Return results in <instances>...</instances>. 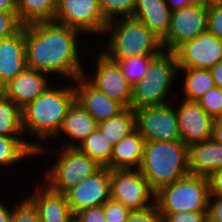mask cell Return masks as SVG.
Returning a JSON list of instances; mask_svg holds the SVG:
<instances>
[{
  "mask_svg": "<svg viewBox=\"0 0 222 222\" xmlns=\"http://www.w3.org/2000/svg\"><path fill=\"white\" fill-rule=\"evenodd\" d=\"M80 34L75 28L55 22L25 25L27 67L54 76V81L59 76L73 82L86 70L80 58Z\"/></svg>",
  "mask_w": 222,
  "mask_h": 222,
  "instance_id": "cell-1",
  "label": "cell"
},
{
  "mask_svg": "<svg viewBox=\"0 0 222 222\" xmlns=\"http://www.w3.org/2000/svg\"><path fill=\"white\" fill-rule=\"evenodd\" d=\"M60 83H65V80L59 82V85L58 83L51 85L44 93L22 108L24 136L30 133L34 138L37 137L33 142L36 156L49 151L51 152L49 154L52 152L55 154L54 149L56 148L51 146L53 151L49 150L51 147L49 145L45 147L43 141L45 143L53 141L62 127L68 108L75 101L74 84L65 83L66 86H63Z\"/></svg>",
  "mask_w": 222,
  "mask_h": 222,
  "instance_id": "cell-2",
  "label": "cell"
},
{
  "mask_svg": "<svg viewBox=\"0 0 222 222\" xmlns=\"http://www.w3.org/2000/svg\"><path fill=\"white\" fill-rule=\"evenodd\" d=\"M103 34L109 37L100 52L113 62L135 56H158L164 51L162 40L132 16L109 21Z\"/></svg>",
  "mask_w": 222,
  "mask_h": 222,
  "instance_id": "cell-3",
  "label": "cell"
},
{
  "mask_svg": "<svg viewBox=\"0 0 222 222\" xmlns=\"http://www.w3.org/2000/svg\"><path fill=\"white\" fill-rule=\"evenodd\" d=\"M139 171L156 192L190 174L188 145L178 141L145 142Z\"/></svg>",
  "mask_w": 222,
  "mask_h": 222,
  "instance_id": "cell-4",
  "label": "cell"
},
{
  "mask_svg": "<svg viewBox=\"0 0 222 222\" xmlns=\"http://www.w3.org/2000/svg\"><path fill=\"white\" fill-rule=\"evenodd\" d=\"M178 75L181 77L174 52L163 51L150 62L146 75L132 86L130 108L162 106L172 102L170 99H174L175 95L172 86Z\"/></svg>",
  "mask_w": 222,
  "mask_h": 222,
  "instance_id": "cell-5",
  "label": "cell"
},
{
  "mask_svg": "<svg viewBox=\"0 0 222 222\" xmlns=\"http://www.w3.org/2000/svg\"><path fill=\"white\" fill-rule=\"evenodd\" d=\"M209 182L207 176L188 174L155 192V204L164 219L180 211H208Z\"/></svg>",
  "mask_w": 222,
  "mask_h": 222,
  "instance_id": "cell-6",
  "label": "cell"
},
{
  "mask_svg": "<svg viewBox=\"0 0 222 222\" xmlns=\"http://www.w3.org/2000/svg\"><path fill=\"white\" fill-rule=\"evenodd\" d=\"M56 148L59 156L43 177V184L56 193L66 194L101 167L78 148Z\"/></svg>",
  "mask_w": 222,
  "mask_h": 222,
  "instance_id": "cell-7",
  "label": "cell"
},
{
  "mask_svg": "<svg viewBox=\"0 0 222 222\" xmlns=\"http://www.w3.org/2000/svg\"><path fill=\"white\" fill-rule=\"evenodd\" d=\"M110 199L140 210L155 203V192L139 169H115L110 170Z\"/></svg>",
  "mask_w": 222,
  "mask_h": 222,
  "instance_id": "cell-8",
  "label": "cell"
},
{
  "mask_svg": "<svg viewBox=\"0 0 222 222\" xmlns=\"http://www.w3.org/2000/svg\"><path fill=\"white\" fill-rule=\"evenodd\" d=\"M53 22L75 28L86 36L103 35L108 24L98 0H58Z\"/></svg>",
  "mask_w": 222,
  "mask_h": 222,
  "instance_id": "cell-9",
  "label": "cell"
},
{
  "mask_svg": "<svg viewBox=\"0 0 222 222\" xmlns=\"http://www.w3.org/2000/svg\"><path fill=\"white\" fill-rule=\"evenodd\" d=\"M208 3L192 5L172 11L168 34L162 40L164 51L174 52L184 42L207 31Z\"/></svg>",
  "mask_w": 222,
  "mask_h": 222,
  "instance_id": "cell-10",
  "label": "cell"
},
{
  "mask_svg": "<svg viewBox=\"0 0 222 222\" xmlns=\"http://www.w3.org/2000/svg\"><path fill=\"white\" fill-rule=\"evenodd\" d=\"M133 111L136 130L145 142L181 140L175 106L166 104Z\"/></svg>",
  "mask_w": 222,
  "mask_h": 222,
  "instance_id": "cell-11",
  "label": "cell"
},
{
  "mask_svg": "<svg viewBox=\"0 0 222 222\" xmlns=\"http://www.w3.org/2000/svg\"><path fill=\"white\" fill-rule=\"evenodd\" d=\"M97 58V59H96ZM95 72H83V77L96 89L111 99L120 102L125 108L130 107L132 85L127 81L117 62L109 60L99 52L95 57ZM93 74V75H92Z\"/></svg>",
  "mask_w": 222,
  "mask_h": 222,
  "instance_id": "cell-12",
  "label": "cell"
},
{
  "mask_svg": "<svg viewBox=\"0 0 222 222\" xmlns=\"http://www.w3.org/2000/svg\"><path fill=\"white\" fill-rule=\"evenodd\" d=\"M178 68L211 69L222 60V40L206 31L174 51Z\"/></svg>",
  "mask_w": 222,
  "mask_h": 222,
  "instance_id": "cell-13",
  "label": "cell"
},
{
  "mask_svg": "<svg viewBox=\"0 0 222 222\" xmlns=\"http://www.w3.org/2000/svg\"><path fill=\"white\" fill-rule=\"evenodd\" d=\"M71 211L104 205L110 199V169L100 167L66 193Z\"/></svg>",
  "mask_w": 222,
  "mask_h": 222,
  "instance_id": "cell-14",
  "label": "cell"
},
{
  "mask_svg": "<svg viewBox=\"0 0 222 222\" xmlns=\"http://www.w3.org/2000/svg\"><path fill=\"white\" fill-rule=\"evenodd\" d=\"M175 107L181 141L186 145L211 139L214 119L197 101L182 99Z\"/></svg>",
  "mask_w": 222,
  "mask_h": 222,
  "instance_id": "cell-15",
  "label": "cell"
},
{
  "mask_svg": "<svg viewBox=\"0 0 222 222\" xmlns=\"http://www.w3.org/2000/svg\"><path fill=\"white\" fill-rule=\"evenodd\" d=\"M49 76L53 79L48 73L26 67L0 91L22 109L55 84Z\"/></svg>",
  "mask_w": 222,
  "mask_h": 222,
  "instance_id": "cell-16",
  "label": "cell"
},
{
  "mask_svg": "<svg viewBox=\"0 0 222 222\" xmlns=\"http://www.w3.org/2000/svg\"><path fill=\"white\" fill-rule=\"evenodd\" d=\"M75 100L99 123L121 113L125 107L93 87L83 76L74 81Z\"/></svg>",
  "mask_w": 222,
  "mask_h": 222,
  "instance_id": "cell-17",
  "label": "cell"
},
{
  "mask_svg": "<svg viewBox=\"0 0 222 222\" xmlns=\"http://www.w3.org/2000/svg\"><path fill=\"white\" fill-rule=\"evenodd\" d=\"M44 185V186H43ZM27 198L37 208L40 222H71L75 214L71 211L66 194L56 193L45 184H39Z\"/></svg>",
  "mask_w": 222,
  "mask_h": 222,
  "instance_id": "cell-18",
  "label": "cell"
},
{
  "mask_svg": "<svg viewBox=\"0 0 222 222\" xmlns=\"http://www.w3.org/2000/svg\"><path fill=\"white\" fill-rule=\"evenodd\" d=\"M26 67L24 25L17 34L0 39V90Z\"/></svg>",
  "mask_w": 222,
  "mask_h": 222,
  "instance_id": "cell-19",
  "label": "cell"
},
{
  "mask_svg": "<svg viewBox=\"0 0 222 222\" xmlns=\"http://www.w3.org/2000/svg\"><path fill=\"white\" fill-rule=\"evenodd\" d=\"M97 128L98 122L75 100L68 108L62 127L53 142L56 143L60 137L63 141L68 138L60 147L77 148ZM63 135L66 136L64 139Z\"/></svg>",
  "mask_w": 222,
  "mask_h": 222,
  "instance_id": "cell-20",
  "label": "cell"
},
{
  "mask_svg": "<svg viewBox=\"0 0 222 222\" xmlns=\"http://www.w3.org/2000/svg\"><path fill=\"white\" fill-rule=\"evenodd\" d=\"M172 10L165 0H136L132 17L137 18L159 39L168 34Z\"/></svg>",
  "mask_w": 222,
  "mask_h": 222,
  "instance_id": "cell-21",
  "label": "cell"
},
{
  "mask_svg": "<svg viewBox=\"0 0 222 222\" xmlns=\"http://www.w3.org/2000/svg\"><path fill=\"white\" fill-rule=\"evenodd\" d=\"M188 167L190 174L207 177L222 168V145L212 139L188 145Z\"/></svg>",
  "mask_w": 222,
  "mask_h": 222,
  "instance_id": "cell-22",
  "label": "cell"
},
{
  "mask_svg": "<svg viewBox=\"0 0 222 222\" xmlns=\"http://www.w3.org/2000/svg\"><path fill=\"white\" fill-rule=\"evenodd\" d=\"M145 140L135 129L129 135L119 140L112 147L110 170L139 169L144 153Z\"/></svg>",
  "mask_w": 222,
  "mask_h": 222,
  "instance_id": "cell-23",
  "label": "cell"
},
{
  "mask_svg": "<svg viewBox=\"0 0 222 222\" xmlns=\"http://www.w3.org/2000/svg\"><path fill=\"white\" fill-rule=\"evenodd\" d=\"M27 138V139H26ZM36 151L33 149L32 139L24 136H1L0 135V166L8 167L17 165L27 158H35Z\"/></svg>",
  "mask_w": 222,
  "mask_h": 222,
  "instance_id": "cell-24",
  "label": "cell"
},
{
  "mask_svg": "<svg viewBox=\"0 0 222 222\" xmlns=\"http://www.w3.org/2000/svg\"><path fill=\"white\" fill-rule=\"evenodd\" d=\"M58 0H17V15L23 25L53 22Z\"/></svg>",
  "mask_w": 222,
  "mask_h": 222,
  "instance_id": "cell-25",
  "label": "cell"
},
{
  "mask_svg": "<svg viewBox=\"0 0 222 222\" xmlns=\"http://www.w3.org/2000/svg\"><path fill=\"white\" fill-rule=\"evenodd\" d=\"M178 72L182 74L185 72L183 85H181L184 100L198 101L215 86L209 69L178 68Z\"/></svg>",
  "mask_w": 222,
  "mask_h": 222,
  "instance_id": "cell-26",
  "label": "cell"
},
{
  "mask_svg": "<svg viewBox=\"0 0 222 222\" xmlns=\"http://www.w3.org/2000/svg\"><path fill=\"white\" fill-rule=\"evenodd\" d=\"M98 129L103 137L114 146L119 140L136 129L133 109L127 107L118 115L99 122Z\"/></svg>",
  "mask_w": 222,
  "mask_h": 222,
  "instance_id": "cell-27",
  "label": "cell"
},
{
  "mask_svg": "<svg viewBox=\"0 0 222 222\" xmlns=\"http://www.w3.org/2000/svg\"><path fill=\"white\" fill-rule=\"evenodd\" d=\"M0 135L24 136L22 109L0 91Z\"/></svg>",
  "mask_w": 222,
  "mask_h": 222,
  "instance_id": "cell-28",
  "label": "cell"
},
{
  "mask_svg": "<svg viewBox=\"0 0 222 222\" xmlns=\"http://www.w3.org/2000/svg\"><path fill=\"white\" fill-rule=\"evenodd\" d=\"M112 147L97 128L77 148L101 167H107L110 164Z\"/></svg>",
  "mask_w": 222,
  "mask_h": 222,
  "instance_id": "cell-29",
  "label": "cell"
},
{
  "mask_svg": "<svg viewBox=\"0 0 222 222\" xmlns=\"http://www.w3.org/2000/svg\"><path fill=\"white\" fill-rule=\"evenodd\" d=\"M155 57L156 56H135L125 60H118L117 63L122 69L127 81L133 86L146 75L149 64Z\"/></svg>",
  "mask_w": 222,
  "mask_h": 222,
  "instance_id": "cell-30",
  "label": "cell"
},
{
  "mask_svg": "<svg viewBox=\"0 0 222 222\" xmlns=\"http://www.w3.org/2000/svg\"><path fill=\"white\" fill-rule=\"evenodd\" d=\"M98 2L108 22L118 17L132 16L136 6V0H98Z\"/></svg>",
  "mask_w": 222,
  "mask_h": 222,
  "instance_id": "cell-31",
  "label": "cell"
},
{
  "mask_svg": "<svg viewBox=\"0 0 222 222\" xmlns=\"http://www.w3.org/2000/svg\"><path fill=\"white\" fill-rule=\"evenodd\" d=\"M205 112L213 119L222 115V89L214 86L206 92L198 101Z\"/></svg>",
  "mask_w": 222,
  "mask_h": 222,
  "instance_id": "cell-32",
  "label": "cell"
},
{
  "mask_svg": "<svg viewBox=\"0 0 222 222\" xmlns=\"http://www.w3.org/2000/svg\"><path fill=\"white\" fill-rule=\"evenodd\" d=\"M17 203L13 204L11 222H40L37 208L26 196Z\"/></svg>",
  "mask_w": 222,
  "mask_h": 222,
  "instance_id": "cell-33",
  "label": "cell"
},
{
  "mask_svg": "<svg viewBox=\"0 0 222 222\" xmlns=\"http://www.w3.org/2000/svg\"><path fill=\"white\" fill-rule=\"evenodd\" d=\"M207 31L222 40V0L208 3Z\"/></svg>",
  "mask_w": 222,
  "mask_h": 222,
  "instance_id": "cell-34",
  "label": "cell"
},
{
  "mask_svg": "<svg viewBox=\"0 0 222 222\" xmlns=\"http://www.w3.org/2000/svg\"><path fill=\"white\" fill-rule=\"evenodd\" d=\"M23 26L17 12H0V39L17 34Z\"/></svg>",
  "mask_w": 222,
  "mask_h": 222,
  "instance_id": "cell-35",
  "label": "cell"
},
{
  "mask_svg": "<svg viewBox=\"0 0 222 222\" xmlns=\"http://www.w3.org/2000/svg\"><path fill=\"white\" fill-rule=\"evenodd\" d=\"M131 212L122 203L109 199L104 204V216L106 222H126Z\"/></svg>",
  "mask_w": 222,
  "mask_h": 222,
  "instance_id": "cell-36",
  "label": "cell"
},
{
  "mask_svg": "<svg viewBox=\"0 0 222 222\" xmlns=\"http://www.w3.org/2000/svg\"><path fill=\"white\" fill-rule=\"evenodd\" d=\"M126 222H163V218L154 203L140 210H131Z\"/></svg>",
  "mask_w": 222,
  "mask_h": 222,
  "instance_id": "cell-37",
  "label": "cell"
},
{
  "mask_svg": "<svg viewBox=\"0 0 222 222\" xmlns=\"http://www.w3.org/2000/svg\"><path fill=\"white\" fill-rule=\"evenodd\" d=\"M208 211H180L169 213L163 222H208Z\"/></svg>",
  "mask_w": 222,
  "mask_h": 222,
  "instance_id": "cell-38",
  "label": "cell"
},
{
  "mask_svg": "<svg viewBox=\"0 0 222 222\" xmlns=\"http://www.w3.org/2000/svg\"><path fill=\"white\" fill-rule=\"evenodd\" d=\"M79 222H106L104 216V205L89 207L75 214Z\"/></svg>",
  "mask_w": 222,
  "mask_h": 222,
  "instance_id": "cell-39",
  "label": "cell"
},
{
  "mask_svg": "<svg viewBox=\"0 0 222 222\" xmlns=\"http://www.w3.org/2000/svg\"><path fill=\"white\" fill-rule=\"evenodd\" d=\"M207 218L208 222H222V197H209Z\"/></svg>",
  "mask_w": 222,
  "mask_h": 222,
  "instance_id": "cell-40",
  "label": "cell"
},
{
  "mask_svg": "<svg viewBox=\"0 0 222 222\" xmlns=\"http://www.w3.org/2000/svg\"><path fill=\"white\" fill-rule=\"evenodd\" d=\"M210 196L222 197V168L208 176Z\"/></svg>",
  "mask_w": 222,
  "mask_h": 222,
  "instance_id": "cell-41",
  "label": "cell"
},
{
  "mask_svg": "<svg viewBox=\"0 0 222 222\" xmlns=\"http://www.w3.org/2000/svg\"><path fill=\"white\" fill-rule=\"evenodd\" d=\"M211 139L215 143L222 145V119L220 118L213 121Z\"/></svg>",
  "mask_w": 222,
  "mask_h": 222,
  "instance_id": "cell-42",
  "label": "cell"
},
{
  "mask_svg": "<svg viewBox=\"0 0 222 222\" xmlns=\"http://www.w3.org/2000/svg\"><path fill=\"white\" fill-rule=\"evenodd\" d=\"M209 70L211 71L215 86L222 89V60Z\"/></svg>",
  "mask_w": 222,
  "mask_h": 222,
  "instance_id": "cell-43",
  "label": "cell"
},
{
  "mask_svg": "<svg viewBox=\"0 0 222 222\" xmlns=\"http://www.w3.org/2000/svg\"><path fill=\"white\" fill-rule=\"evenodd\" d=\"M168 7L174 11L195 3L194 0H165Z\"/></svg>",
  "mask_w": 222,
  "mask_h": 222,
  "instance_id": "cell-44",
  "label": "cell"
},
{
  "mask_svg": "<svg viewBox=\"0 0 222 222\" xmlns=\"http://www.w3.org/2000/svg\"><path fill=\"white\" fill-rule=\"evenodd\" d=\"M13 207L9 208L6 203L0 201V222H11Z\"/></svg>",
  "mask_w": 222,
  "mask_h": 222,
  "instance_id": "cell-45",
  "label": "cell"
},
{
  "mask_svg": "<svg viewBox=\"0 0 222 222\" xmlns=\"http://www.w3.org/2000/svg\"><path fill=\"white\" fill-rule=\"evenodd\" d=\"M0 12H17V0H0Z\"/></svg>",
  "mask_w": 222,
  "mask_h": 222,
  "instance_id": "cell-46",
  "label": "cell"
},
{
  "mask_svg": "<svg viewBox=\"0 0 222 222\" xmlns=\"http://www.w3.org/2000/svg\"><path fill=\"white\" fill-rule=\"evenodd\" d=\"M194 1L200 3H209L211 0H194Z\"/></svg>",
  "mask_w": 222,
  "mask_h": 222,
  "instance_id": "cell-47",
  "label": "cell"
},
{
  "mask_svg": "<svg viewBox=\"0 0 222 222\" xmlns=\"http://www.w3.org/2000/svg\"><path fill=\"white\" fill-rule=\"evenodd\" d=\"M71 222H79V221L74 217Z\"/></svg>",
  "mask_w": 222,
  "mask_h": 222,
  "instance_id": "cell-48",
  "label": "cell"
}]
</instances>
